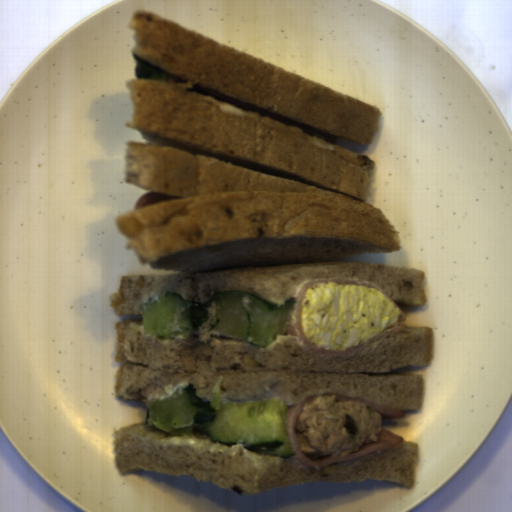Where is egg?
Listing matches in <instances>:
<instances>
[{
    "mask_svg": "<svg viewBox=\"0 0 512 512\" xmlns=\"http://www.w3.org/2000/svg\"><path fill=\"white\" fill-rule=\"evenodd\" d=\"M394 302L367 286L317 283L308 288L299 318L308 342L329 351L348 350L399 324Z\"/></svg>",
    "mask_w": 512,
    "mask_h": 512,
    "instance_id": "egg-1",
    "label": "egg"
},
{
    "mask_svg": "<svg viewBox=\"0 0 512 512\" xmlns=\"http://www.w3.org/2000/svg\"><path fill=\"white\" fill-rule=\"evenodd\" d=\"M383 415L360 401H337L336 395L315 397L304 404L295 432L304 455L343 456L377 442Z\"/></svg>",
    "mask_w": 512,
    "mask_h": 512,
    "instance_id": "egg-2",
    "label": "egg"
}]
</instances>
